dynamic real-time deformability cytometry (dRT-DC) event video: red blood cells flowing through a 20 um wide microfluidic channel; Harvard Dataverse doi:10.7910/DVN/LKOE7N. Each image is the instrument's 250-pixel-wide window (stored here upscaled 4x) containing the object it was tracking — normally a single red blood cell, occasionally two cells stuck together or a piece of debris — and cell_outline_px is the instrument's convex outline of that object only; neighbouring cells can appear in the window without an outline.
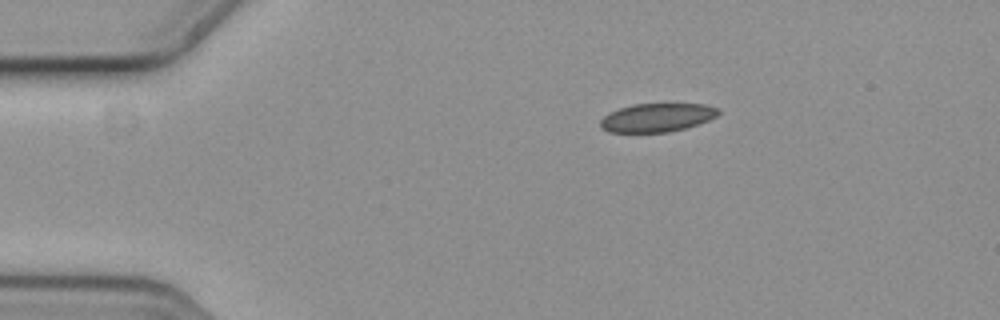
{"species": "common noctule bat (a hibernating species)", "species_latin": "Nyctalus noctula", "temperature_condition": "cold", "stored_images_in_passage": 48, "camera_frame_rate_fps": 3000, "um_per_image_px": 0.085, "animal": {"sex": "female", "body_mass_g": 19.3, "forearm_length_mm": 54.1}, "frame": {"image": 1, "passage_image": 1, "time_ms": 0.0, "image_size_px": [1000, 320], "cell_outline_px": [[720, 112], [716, 116], [708, 120], [684, 128], [668, 132], [608, 132], [600, 128], [600, 120], [608, 112], [632, 104], [704, 104], [720, 108]], "centroid_in_image_um": [55.81, 9.99], "position_along_channel_um": 29.2, "area_um2": 19.59}}
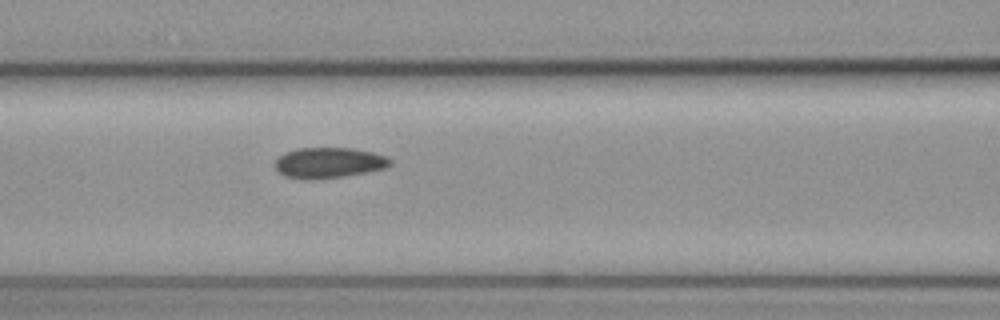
{"frame": {"image": 2, "passage_image": 15, "time_ms": 4.667, "image_size_px": [1000, 320], "cell_outline_px": [[392, 164], [388, 168], [368, 172], [344, 176], [316, 180], [304, 180], [284, 176], [276, 168], [276, 160], [284, 152], [296, 148], [352, 148], [372, 152], [388, 156], [392, 160]], "centroid_in_image_um": [27.99, 13.84], "position_along_channel_um": 138.6, "area_um2": 20.87}}
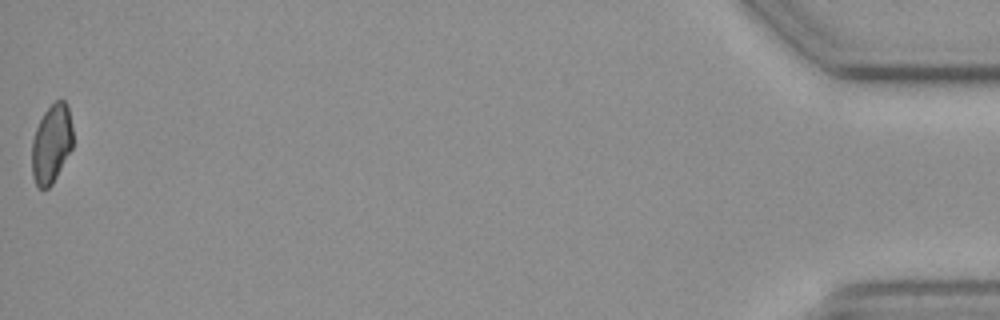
{"frame": {"image": 3, "passage_image": 48, "time_ms": 15.667, "image_size_px": [1000, 320], "cell_outline_px": [[72, 148], [52, 184], [48, 188], [40, 188], [36, 184], [32, 176], [32, 140], [36, 128], [44, 112], [56, 100], [64, 100], [68, 104], [72, 128]], "centroid_in_image_um": [4.37, 12.21], "position_along_channel_um": 430.8, "area_um2": 18.73}, "authors_computed_cell_mechanics": {"area_um2": 20.1433, "velocity_mm_per_s": 3.5992, "shape_relaxation_time_tau1_ms": null, "shape_relaxation_time_tau2_ms": 4.645, "deformation_change_tau1": null, "deformation_change_tau2": 0.0904}}